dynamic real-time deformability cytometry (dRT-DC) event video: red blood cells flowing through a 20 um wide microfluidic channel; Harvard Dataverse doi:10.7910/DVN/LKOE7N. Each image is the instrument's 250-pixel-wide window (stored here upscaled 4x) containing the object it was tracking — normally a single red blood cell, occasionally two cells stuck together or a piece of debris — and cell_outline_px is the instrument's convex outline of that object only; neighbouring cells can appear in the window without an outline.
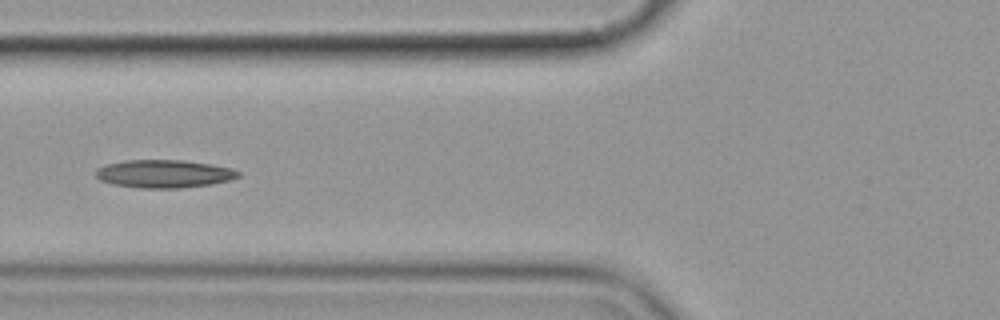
{"species": "common noctule bat (a hibernating species)", "species_latin": "Nyctalus noctula", "temperature_condition": "cold", "stored_images_in_passage": 9, "camera_frame_rate_fps": 3000, "um_per_image_px": 0.085, "animal": {"sex": "female", "body_mass_g": 19.9}, "frame": {"image": 1, "passage_image": 7, "time_ms": 7.0, "image_size_px": [1000, 320], "cell_outline_px": [[240, 176], [228, 180], [212, 184], [180, 188], [140, 188], [112, 184], [100, 180], [96, 176], [96, 168], [104, 164], [124, 160], [184, 160], [232, 168], [240, 172]], "centroid_in_image_um": [13.9, 14.77], "position_along_channel_um": 111.9, "area_um2": 23.29}}
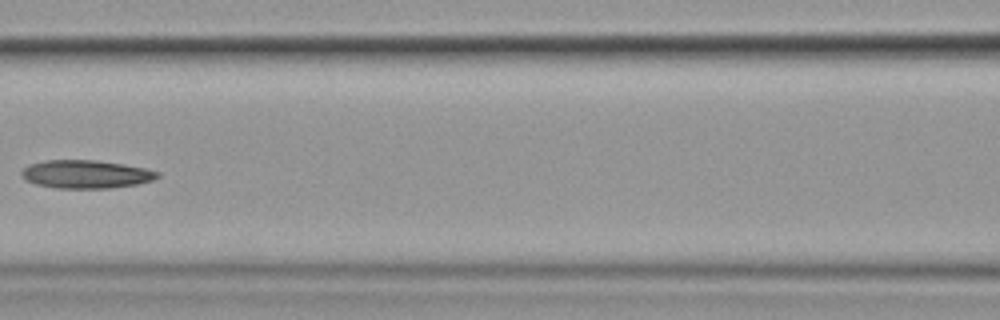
{"frame": {"image": 2, "passage_image": 8, "time_ms": 8.333, "image_size_px": [1000, 320], "cell_outline_px": [[160, 176], [152, 180], [136, 184], [108, 188], [56, 188], [36, 184], [24, 180], [20, 176], [20, 172], [28, 164], [44, 160], [96, 160], [124, 164], [144, 168], [160, 172]], "centroid_in_image_um": [7.26, 14.8], "position_along_channel_um": 159.3, "area_um2": 22.43}}
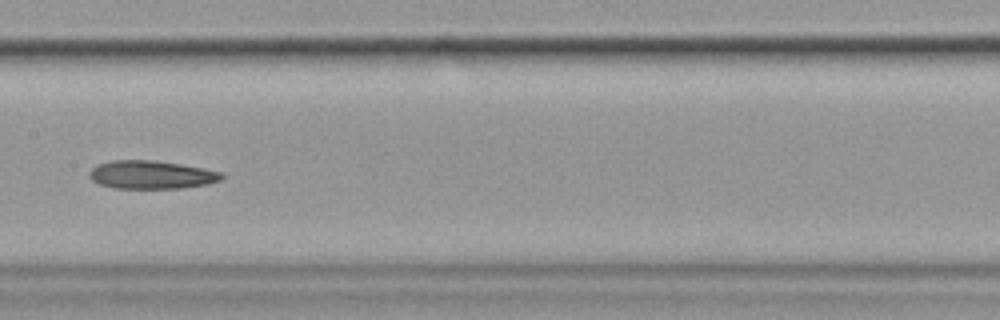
{"frame": {"image": 3, "passage_image": 9, "time_ms": 9.333, "image_size_px": [1000, 320], "cell_outline_px": [[224, 176], [220, 180], [208, 184], [180, 188], [116, 188], [100, 184], [92, 180], [88, 176], [88, 172], [96, 164], [112, 160], [152, 160], [180, 164], [204, 168], [224, 172]], "centroid_in_image_um": [12.86, 14.84], "position_along_channel_um": 194.5, "area_um2": 21.85}}